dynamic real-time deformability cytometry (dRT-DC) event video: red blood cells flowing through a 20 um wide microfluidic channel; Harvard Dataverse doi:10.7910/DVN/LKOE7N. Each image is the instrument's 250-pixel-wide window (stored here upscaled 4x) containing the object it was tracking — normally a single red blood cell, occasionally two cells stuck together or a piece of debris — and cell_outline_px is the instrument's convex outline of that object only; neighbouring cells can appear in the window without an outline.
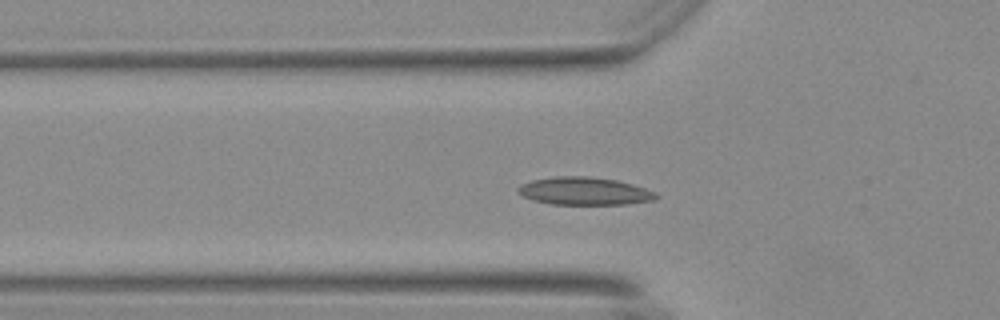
{"species": "Egyptian fruit bat (a non-hibernating species)", "species_latin": "Rousettus aegyptiacus", "temperature_condition": "warm", "stored_images_in_passage": 43, "camera_frame_rate_fps": 3000, "um_per_image_px": 0.085, "animal": {"sex": "female"}, "frame": {"image": 1, "passage_image": 14, "time_ms": 4.333, "image_size_px": [1000, 320], "cell_outline_px": [[660, 196], [656, 200], [628, 204], [552, 204], [532, 200], [516, 192], [516, 188], [520, 184], [532, 180], [556, 176], [588, 176], [616, 180], [632, 184], [656, 192]], "centroid_in_image_um": [49.68, 16.24], "position_along_channel_um": 76.1, "area_um2": 22.48}}
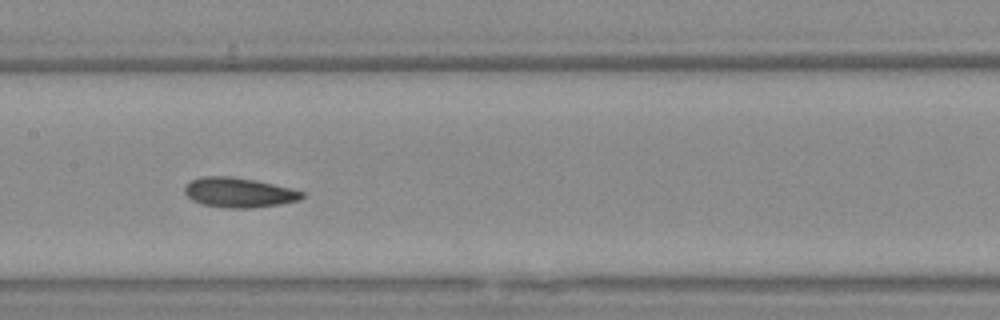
{"frame": {"image": 2, "passage_image": 23, "time_ms": 7.333, "image_size_px": [1000, 320], "cell_outline_px": [[304, 196], [300, 200], [280, 204], [252, 208], [224, 208], [204, 204], [192, 200], [184, 192], [184, 184], [200, 176], [232, 176], [256, 180], [292, 188], [304, 192]], "centroid_in_image_um": [20.3, 16.35], "position_along_channel_um": 187.1, "area_um2": 20.58}}
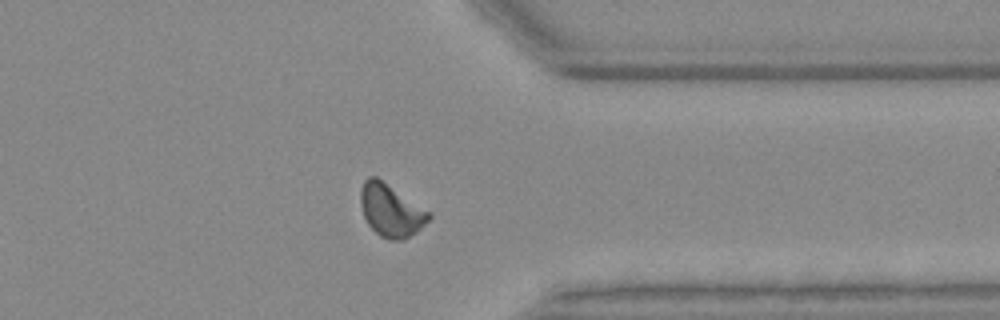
{"frame": {"image": 3, "passage_image": 39, "time_ms": 12.667, "image_size_px": [1000, 320], "cell_outline_px": [[432, 216], [416, 232], [404, 240], [388, 240], [380, 236], [368, 224], [364, 216], [360, 204], [360, 192], [364, 180], [368, 176], [376, 176], [432, 212]], "centroid_in_image_um": [33.23, 17.87], "position_along_channel_um": 378.2, "area_um2": 21.04}, "authors_computed_cell_mechanics": {"area_um2": 20.4034, "velocity_mm_per_s": 3.6894, "shape_relaxation_time_tau1_ms": 5.0363, "shape_relaxation_time_tau2_ms": 1.7121, "deformation_change_tau1": 0.1248, "deformation_change_tau2": 0.0568}}